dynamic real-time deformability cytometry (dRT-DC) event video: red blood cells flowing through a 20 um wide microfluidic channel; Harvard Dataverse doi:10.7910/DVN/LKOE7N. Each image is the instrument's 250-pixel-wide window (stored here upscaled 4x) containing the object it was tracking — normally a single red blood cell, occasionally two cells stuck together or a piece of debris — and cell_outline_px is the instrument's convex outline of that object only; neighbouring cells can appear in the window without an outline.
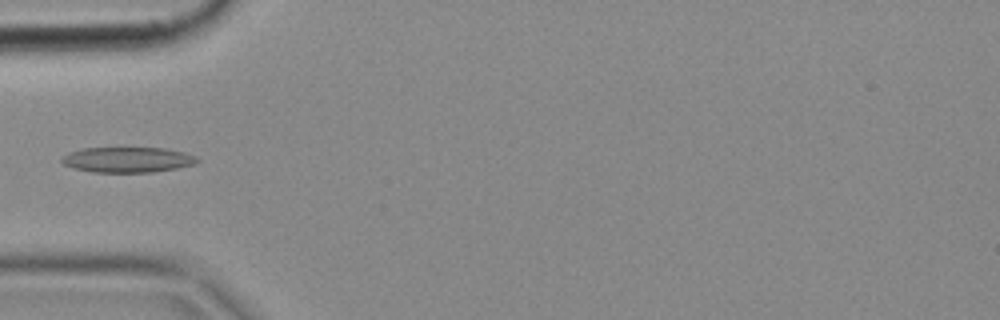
{"species": "common noctule bat (a hibernating species)", "species_latin": "Nyctalus noctula", "temperature_condition": "cold", "stored_images_in_passage": 2, "camera_frame_rate_fps": 3000, "um_per_image_px": 0.085, "animal": {"sex": "female", "body_mass_g": 18.4}, "frame": {"image": 1, "passage_image": 2, "time_ms": 0.333, "image_size_px": [1000, 320], "cell_outline_px": [[200, 160], [196, 164], [176, 168], [152, 172], [92, 172], [72, 168], [64, 164], [60, 160], [68, 152], [84, 148], [164, 148], [184, 152], [196, 156]], "centroid_in_image_um": [10.85, 13.58], "position_along_channel_um": 74.2, "area_um2": 20.06}}